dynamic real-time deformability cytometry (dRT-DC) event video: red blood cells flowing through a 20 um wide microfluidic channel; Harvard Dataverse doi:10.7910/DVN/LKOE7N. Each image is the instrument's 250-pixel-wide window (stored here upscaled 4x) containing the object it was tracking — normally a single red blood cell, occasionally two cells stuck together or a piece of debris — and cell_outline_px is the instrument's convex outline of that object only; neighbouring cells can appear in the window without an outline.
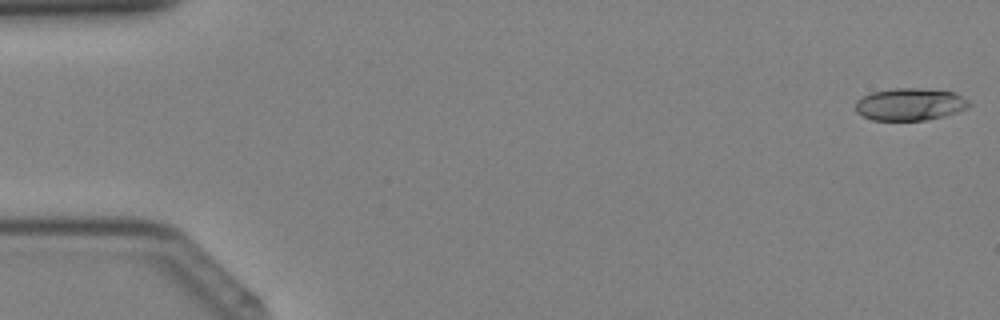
{"species": "Egyptian fruit bat (a non-hibernating species)", "species_latin": "Rousettus aegyptiacus", "temperature_condition": "cold", "stored_images_in_passage": 11, "camera_frame_rate_fps": 3000, "um_per_image_px": 0.085, "animal": {"sex": "female"}, "frame": {"image": 1, "passage_image": 1, "time_ms": 0.0, "image_size_px": [1000, 320], "cell_outline_px": [[972, 104], [968, 108], [960, 112], [928, 120], [872, 120], [856, 112], [856, 100], [872, 92], [892, 88], [920, 88], [956, 92], [968, 100]], "centroid_in_image_um": [77.4, 8.86], "position_along_channel_um": 7.6, "area_um2": 21.62}}